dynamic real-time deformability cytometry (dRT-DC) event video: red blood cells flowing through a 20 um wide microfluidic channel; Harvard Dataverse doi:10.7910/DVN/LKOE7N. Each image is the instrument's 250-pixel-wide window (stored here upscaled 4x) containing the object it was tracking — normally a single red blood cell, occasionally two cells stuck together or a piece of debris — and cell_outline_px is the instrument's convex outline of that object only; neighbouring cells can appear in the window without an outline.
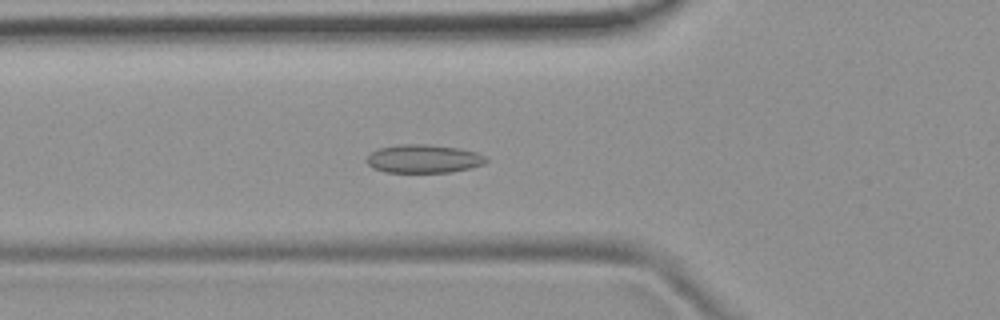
{"species": "common noctule bat (a hibernating species)", "species_latin": "Nyctalus noctula", "temperature_condition": "room temperature", "stored_images_in_passage": 52, "camera_frame_rate_fps": 3000, "um_per_image_px": 0.085, "animal": {"sex": "female", "body_mass_g": 19.9}, "frame": {"image": 1, "passage_image": 18, "time_ms": 5.667, "image_size_px": [1000, 320], "cell_outline_px": [[488, 160], [484, 164], [452, 172], [384, 172], [372, 168], [364, 160], [372, 152], [380, 148], [400, 144], [428, 144], [460, 148], [476, 152], [484, 156]], "centroid_in_image_um": [35.99, 13.49], "position_along_channel_um": 89.8, "area_um2": 19.77}}
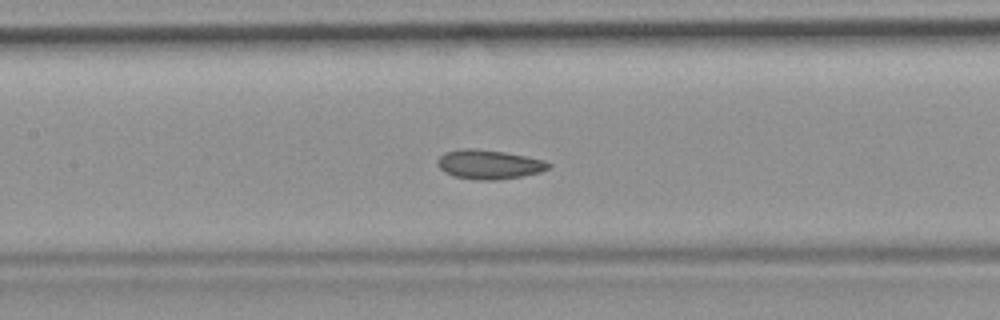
{"frame": {"image": 2, "passage_image": 24, "time_ms": 7.667, "image_size_px": [1000, 320], "cell_outline_px": [[552, 164], [548, 168], [540, 172], [520, 176], [496, 180], [476, 180], [452, 176], [444, 172], [436, 164], [436, 160], [444, 152], [464, 148], [472, 148], [504, 152], [544, 160]], "centroid_in_image_um": [41.51, 13.98], "position_along_channel_um": 165.9, "area_um2": 18.9}}
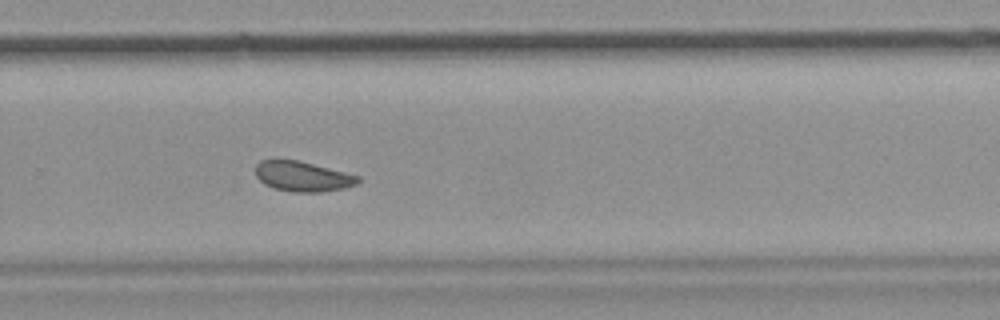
{"frame": {"image": 3, "passage_image": 35, "time_ms": 11.333, "image_size_px": [1000, 320], "cell_outline_px": [[360, 180], [356, 184], [344, 188], [320, 192], [292, 192], [276, 188], [264, 184], [256, 176], [256, 164], [260, 160], [276, 156], [296, 160], [360, 176]], "centroid_in_image_um": [25.65, 14.96], "position_along_channel_um": 304.1, "area_um2": 18.21}, "authors_computed_cell_mechanics": {"area_um2": 18.9873, "velocity_mm_per_s": 3.7945, "shape_relaxation_time_tau1_ms": null, "shape_relaxation_time_tau2_ms": 2.5253, "deformation_change_tau1": null, "deformation_change_tau2": 0.0735}}